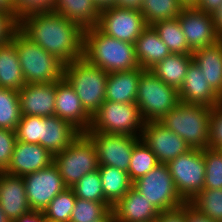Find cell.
Wrapping results in <instances>:
<instances>
[{
  "mask_svg": "<svg viewBox=\"0 0 222 222\" xmlns=\"http://www.w3.org/2000/svg\"><path fill=\"white\" fill-rule=\"evenodd\" d=\"M23 180L31 210L43 211L57 194L67 188L54 163L24 176Z\"/></svg>",
  "mask_w": 222,
  "mask_h": 222,
  "instance_id": "cell-13",
  "label": "cell"
},
{
  "mask_svg": "<svg viewBox=\"0 0 222 222\" xmlns=\"http://www.w3.org/2000/svg\"><path fill=\"white\" fill-rule=\"evenodd\" d=\"M0 222H10L8 217L5 215V213L2 211L0 207Z\"/></svg>",
  "mask_w": 222,
  "mask_h": 222,
  "instance_id": "cell-54",
  "label": "cell"
},
{
  "mask_svg": "<svg viewBox=\"0 0 222 222\" xmlns=\"http://www.w3.org/2000/svg\"><path fill=\"white\" fill-rule=\"evenodd\" d=\"M221 3L222 0H199L195 8L213 15L218 10Z\"/></svg>",
  "mask_w": 222,
  "mask_h": 222,
  "instance_id": "cell-46",
  "label": "cell"
},
{
  "mask_svg": "<svg viewBox=\"0 0 222 222\" xmlns=\"http://www.w3.org/2000/svg\"><path fill=\"white\" fill-rule=\"evenodd\" d=\"M204 189H222V151L207 147L204 149Z\"/></svg>",
  "mask_w": 222,
  "mask_h": 222,
  "instance_id": "cell-38",
  "label": "cell"
},
{
  "mask_svg": "<svg viewBox=\"0 0 222 222\" xmlns=\"http://www.w3.org/2000/svg\"><path fill=\"white\" fill-rule=\"evenodd\" d=\"M13 222H46L43 211L30 210Z\"/></svg>",
  "mask_w": 222,
  "mask_h": 222,
  "instance_id": "cell-47",
  "label": "cell"
},
{
  "mask_svg": "<svg viewBox=\"0 0 222 222\" xmlns=\"http://www.w3.org/2000/svg\"><path fill=\"white\" fill-rule=\"evenodd\" d=\"M152 26L171 53L192 55L178 18L161 20Z\"/></svg>",
  "mask_w": 222,
  "mask_h": 222,
  "instance_id": "cell-30",
  "label": "cell"
},
{
  "mask_svg": "<svg viewBox=\"0 0 222 222\" xmlns=\"http://www.w3.org/2000/svg\"><path fill=\"white\" fill-rule=\"evenodd\" d=\"M141 67L130 71L108 73L105 100L117 103H136Z\"/></svg>",
  "mask_w": 222,
  "mask_h": 222,
  "instance_id": "cell-24",
  "label": "cell"
},
{
  "mask_svg": "<svg viewBox=\"0 0 222 222\" xmlns=\"http://www.w3.org/2000/svg\"><path fill=\"white\" fill-rule=\"evenodd\" d=\"M55 116L70 122L80 132L88 131L91 125L92 117L64 77L56 81Z\"/></svg>",
  "mask_w": 222,
  "mask_h": 222,
  "instance_id": "cell-16",
  "label": "cell"
},
{
  "mask_svg": "<svg viewBox=\"0 0 222 222\" xmlns=\"http://www.w3.org/2000/svg\"><path fill=\"white\" fill-rule=\"evenodd\" d=\"M209 147L222 148V102L213 107L210 115Z\"/></svg>",
  "mask_w": 222,
  "mask_h": 222,
  "instance_id": "cell-42",
  "label": "cell"
},
{
  "mask_svg": "<svg viewBox=\"0 0 222 222\" xmlns=\"http://www.w3.org/2000/svg\"><path fill=\"white\" fill-rule=\"evenodd\" d=\"M83 57L107 73L140 67L133 43L110 37L97 26L84 29Z\"/></svg>",
  "mask_w": 222,
  "mask_h": 222,
  "instance_id": "cell-2",
  "label": "cell"
},
{
  "mask_svg": "<svg viewBox=\"0 0 222 222\" xmlns=\"http://www.w3.org/2000/svg\"><path fill=\"white\" fill-rule=\"evenodd\" d=\"M181 199L188 203L201 190L205 182L204 149L191 148L166 164Z\"/></svg>",
  "mask_w": 222,
  "mask_h": 222,
  "instance_id": "cell-9",
  "label": "cell"
},
{
  "mask_svg": "<svg viewBox=\"0 0 222 222\" xmlns=\"http://www.w3.org/2000/svg\"><path fill=\"white\" fill-rule=\"evenodd\" d=\"M19 30L63 64L83 57L84 29L57 12L27 15L19 20Z\"/></svg>",
  "mask_w": 222,
  "mask_h": 222,
  "instance_id": "cell-1",
  "label": "cell"
},
{
  "mask_svg": "<svg viewBox=\"0 0 222 222\" xmlns=\"http://www.w3.org/2000/svg\"><path fill=\"white\" fill-rule=\"evenodd\" d=\"M134 46L138 63L144 70H150L171 54L152 25H148L141 32Z\"/></svg>",
  "mask_w": 222,
  "mask_h": 222,
  "instance_id": "cell-25",
  "label": "cell"
},
{
  "mask_svg": "<svg viewBox=\"0 0 222 222\" xmlns=\"http://www.w3.org/2000/svg\"><path fill=\"white\" fill-rule=\"evenodd\" d=\"M105 200L113 207L132 187L128 172L111 166H99Z\"/></svg>",
  "mask_w": 222,
  "mask_h": 222,
  "instance_id": "cell-29",
  "label": "cell"
},
{
  "mask_svg": "<svg viewBox=\"0 0 222 222\" xmlns=\"http://www.w3.org/2000/svg\"><path fill=\"white\" fill-rule=\"evenodd\" d=\"M85 134L95 146L99 166H111L128 172L134 145L140 137L101 132Z\"/></svg>",
  "mask_w": 222,
  "mask_h": 222,
  "instance_id": "cell-12",
  "label": "cell"
},
{
  "mask_svg": "<svg viewBox=\"0 0 222 222\" xmlns=\"http://www.w3.org/2000/svg\"><path fill=\"white\" fill-rule=\"evenodd\" d=\"M55 0H11L10 8L19 21L27 15L53 12Z\"/></svg>",
  "mask_w": 222,
  "mask_h": 222,
  "instance_id": "cell-39",
  "label": "cell"
},
{
  "mask_svg": "<svg viewBox=\"0 0 222 222\" xmlns=\"http://www.w3.org/2000/svg\"><path fill=\"white\" fill-rule=\"evenodd\" d=\"M179 91L167 85L151 70L139 78L136 103L145 122L159 121L180 103Z\"/></svg>",
  "mask_w": 222,
  "mask_h": 222,
  "instance_id": "cell-6",
  "label": "cell"
},
{
  "mask_svg": "<svg viewBox=\"0 0 222 222\" xmlns=\"http://www.w3.org/2000/svg\"><path fill=\"white\" fill-rule=\"evenodd\" d=\"M21 115H55L56 82L25 84L19 91Z\"/></svg>",
  "mask_w": 222,
  "mask_h": 222,
  "instance_id": "cell-18",
  "label": "cell"
},
{
  "mask_svg": "<svg viewBox=\"0 0 222 222\" xmlns=\"http://www.w3.org/2000/svg\"><path fill=\"white\" fill-rule=\"evenodd\" d=\"M54 12L78 23L83 29L95 27L100 9L93 0H55Z\"/></svg>",
  "mask_w": 222,
  "mask_h": 222,
  "instance_id": "cell-26",
  "label": "cell"
},
{
  "mask_svg": "<svg viewBox=\"0 0 222 222\" xmlns=\"http://www.w3.org/2000/svg\"><path fill=\"white\" fill-rule=\"evenodd\" d=\"M53 158L54 156L40 144L17 140L8 168L4 172L24 177L49 167L53 163Z\"/></svg>",
  "mask_w": 222,
  "mask_h": 222,
  "instance_id": "cell-17",
  "label": "cell"
},
{
  "mask_svg": "<svg viewBox=\"0 0 222 222\" xmlns=\"http://www.w3.org/2000/svg\"><path fill=\"white\" fill-rule=\"evenodd\" d=\"M177 18L192 51L220 40L214 28L213 15L191 7L182 8Z\"/></svg>",
  "mask_w": 222,
  "mask_h": 222,
  "instance_id": "cell-15",
  "label": "cell"
},
{
  "mask_svg": "<svg viewBox=\"0 0 222 222\" xmlns=\"http://www.w3.org/2000/svg\"><path fill=\"white\" fill-rule=\"evenodd\" d=\"M186 222H220L201 214L189 203H186Z\"/></svg>",
  "mask_w": 222,
  "mask_h": 222,
  "instance_id": "cell-45",
  "label": "cell"
},
{
  "mask_svg": "<svg viewBox=\"0 0 222 222\" xmlns=\"http://www.w3.org/2000/svg\"><path fill=\"white\" fill-rule=\"evenodd\" d=\"M18 29L19 21L13 12L0 10V45L11 42Z\"/></svg>",
  "mask_w": 222,
  "mask_h": 222,
  "instance_id": "cell-43",
  "label": "cell"
},
{
  "mask_svg": "<svg viewBox=\"0 0 222 222\" xmlns=\"http://www.w3.org/2000/svg\"><path fill=\"white\" fill-rule=\"evenodd\" d=\"M0 207L10 222L31 210L23 177L0 172Z\"/></svg>",
  "mask_w": 222,
  "mask_h": 222,
  "instance_id": "cell-19",
  "label": "cell"
},
{
  "mask_svg": "<svg viewBox=\"0 0 222 222\" xmlns=\"http://www.w3.org/2000/svg\"><path fill=\"white\" fill-rule=\"evenodd\" d=\"M159 162L156 159L154 153L150 148L141 141V139L134 145L131 160L128 167V175L133 183L137 179L145 176L153 168H155Z\"/></svg>",
  "mask_w": 222,
  "mask_h": 222,
  "instance_id": "cell-32",
  "label": "cell"
},
{
  "mask_svg": "<svg viewBox=\"0 0 222 222\" xmlns=\"http://www.w3.org/2000/svg\"><path fill=\"white\" fill-rule=\"evenodd\" d=\"M211 111L212 108L205 105L180 102L159 122L181 137L190 148L203 150L209 147Z\"/></svg>",
  "mask_w": 222,
  "mask_h": 222,
  "instance_id": "cell-3",
  "label": "cell"
},
{
  "mask_svg": "<svg viewBox=\"0 0 222 222\" xmlns=\"http://www.w3.org/2000/svg\"><path fill=\"white\" fill-rule=\"evenodd\" d=\"M112 206L108 202H96L76 197L70 222H92L101 219Z\"/></svg>",
  "mask_w": 222,
  "mask_h": 222,
  "instance_id": "cell-36",
  "label": "cell"
},
{
  "mask_svg": "<svg viewBox=\"0 0 222 222\" xmlns=\"http://www.w3.org/2000/svg\"><path fill=\"white\" fill-rule=\"evenodd\" d=\"M11 0H0V10L2 11H12L10 8Z\"/></svg>",
  "mask_w": 222,
  "mask_h": 222,
  "instance_id": "cell-53",
  "label": "cell"
},
{
  "mask_svg": "<svg viewBox=\"0 0 222 222\" xmlns=\"http://www.w3.org/2000/svg\"><path fill=\"white\" fill-rule=\"evenodd\" d=\"M12 42L18 50V59L26 84L51 83L63 77L64 64L19 29L15 32Z\"/></svg>",
  "mask_w": 222,
  "mask_h": 222,
  "instance_id": "cell-5",
  "label": "cell"
},
{
  "mask_svg": "<svg viewBox=\"0 0 222 222\" xmlns=\"http://www.w3.org/2000/svg\"><path fill=\"white\" fill-rule=\"evenodd\" d=\"M155 222H186V203L178 209L161 212Z\"/></svg>",
  "mask_w": 222,
  "mask_h": 222,
  "instance_id": "cell-44",
  "label": "cell"
},
{
  "mask_svg": "<svg viewBox=\"0 0 222 222\" xmlns=\"http://www.w3.org/2000/svg\"><path fill=\"white\" fill-rule=\"evenodd\" d=\"M63 77L73 87L85 111L92 117L105 101L108 73L82 57L64 64Z\"/></svg>",
  "mask_w": 222,
  "mask_h": 222,
  "instance_id": "cell-4",
  "label": "cell"
},
{
  "mask_svg": "<svg viewBox=\"0 0 222 222\" xmlns=\"http://www.w3.org/2000/svg\"><path fill=\"white\" fill-rule=\"evenodd\" d=\"M16 141L15 131L0 128V172L8 168Z\"/></svg>",
  "mask_w": 222,
  "mask_h": 222,
  "instance_id": "cell-41",
  "label": "cell"
},
{
  "mask_svg": "<svg viewBox=\"0 0 222 222\" xmlns=\"http://www.w3.org/2000/svg\"><path fill=\"white\" fill-rule=\"evenodd\" d=\"M192 62V55L171 53L150 70L167 85L179 90Z\"/></svg>",
  "mask_w": 222,
  "mask_h": 222,
  "instance_id": "cell-28",
  "label": "cell"
},
{
  "mask_svg": "<svg viewBox=\"0 0 222 222\" xmlns=\"http://www.w3.org/2000/svg\"><path fill=\"white\" fill-rule=\"evenodd\" d=\"M183 8L196 7L199 0H177Z\"/></svg>",
  "mask_w": 222,
  "mask_h": 222,
  "instance_id": "cell-51",
  "label": "cell"
},
{
  "mask_svg": "<svg viewBox=\"0 0 222 222\" xmlns=\"http://www.w3.org/2000/svg\"><path fill=\"white\" fill-rule=\"evenodd\" d=\"M111 210L115 222H155L160 214L133 186Z\"/></svg>",
  "mask_w": 222,
  "mask_h": 222,
  "instance_id": "cell-21",
  "label": "cell"
},
{
  "mask_svg": "<svg viewBox=\"0 0 222 222\" xmlns=\"http://www.w3.org/2000/svg\"><path fill=\"white\" fill-rule=\"evenodd\" d=\"M193 62L201 69L206 82L222 98V40L192 52Z\"/></svg>",
  "mask_w": 222,
  "mask_h": 222,
  "instance_id": "cell-23",
  "label": "cell"
},
{
  "mask_svg": "<svg viewBox=\"0 0 222 222\" xmlns=\"http://www.w3.org/2000/svg\"><path fill=\"white\" fill-rule=\"evenodd\" d=\"M143 0H115L113 6L140 10Z\"/></svg>",
  "mask_w": 222,
  "mask_h": 222,
  "instance_id": "cell-48",
  "label": "cell"
},
{
  "mask_svg": "<svg viewBox=\"0 0 222 222\" xmlns=\"http://www.w3.org/2000/svg\"><path fill=\"white\" fill-rule=\"evenodd\" d=\"M94 3L98 6V8L101 10L105 7H110L114 4L115 0H93Z\"/></svg>",
  "mask_w": 222,
  "mask_h": 222,
  "instance_id": "cell-50",
  "label": "cell"
},
{
  "mask_svg": "<svg viewBox=\"0 0 222 222\" xmlns=\"http://www.w3.org/2000/svg\"><path fill=\"white\" fill-rule=\"evenodd\" d=\"M41 116L22 115L15 130L19 141L30 144H40Z\"/></svg>",
  "mask_w": 222,
  "mask_h": 222,
  "instance_id": "cell-40",
  "label": "cell"
},
{
  "mask_svg": "<svg viewBox=\"0 0 222 222\" xmlns=\"http://www.w3.org/2000/svg\"><path fill=\"white\" fill-rule=\"evenodd\" d=\"M178 91L183 103L213 108L222 102V98L206 82L201 69L194 62L189 65L183 85Z\"/></svg>",
  "mask_w": 222,
  "mask_h": 222,
  "instance_id": "cell-20",
  "label": "cell"
},
{
  "mask_svg": "<svg viewBox=\"0 0 222 222\" xmlns=\"http://www.w3.org/2000/svg\"><path fill=\"white\" fill-rule=\"evenodd\" d=\"M147 26L140 10L113 5L100 10L97 25L106 35L133 44Z\"/></svg>",
  "mask_w": 222,
  "mask_h": 222,
  "instance_id": "cell-11",
  "label": "cell"
},
{
  "mask_svg": "<svg viewBox=\"0 0 222 222\" xmlns=\"http://www.w3.org/2000/svg\"><path fill=\"white\" fill-rule=\"evenodd\" d=\"M76 196L72 188L67 187L57 194L43 210L46 222H70Z\"/></svg>",
  "mask_w": 222,
  "mask_h": 222,
  "instance_id": "cell-33",
  "label": "cell"
},
{
  "mask_svg": "<svg viewBox=\"0 0 222 222\" xmlns=\"http://www.w3.org/2000/svg\"><path fill=\"white\" fill-rule=\"evenodd\" d=\"M182 8L177 0H143L140 12L146 24L153 25L161 20L177 18Z\"/></svg>",
  "mask_w": 222,
  "mask_h": 222,
  "instance_id": "cell-31",
  "label": "cell"
},
{
  "mask_svg": "<svg viewBox=\"0 0 222 222\" xmlns=\"http://www.w3.org/2000/svg\"><path fill=\"white\" fill-rule=\"evenodd\" d=\"M25 84L16 46L12 41L0 45V88L18 92Z\"/></svg>",
  "mask_w": 222,
  "mask_h": 222,
  "instance_id": "cell-27",
  "label": "cell"
},
{
  "mask_svg": "<svg viewBox=\"0 0 222 222\" xmlns=\"http://www.w3.org/2000/svg\"><path fill=\"white\" fill-rule=\"evenodd\" d=\"M80 133L70 122L58 116L41 117L40 145L53 156L68 147Z\"/></svg>",
  "mask_w": 222,
  "mask_h": 222,
  "instance_id": "cell-22",
  "label": "cell"
},
{
  "mask_svg": "<svg viewBox=\"0 0 222 222\" xmlns=\"http://www.w3.org/2000/svg\"><path fill=\"white\" fill-rule=\"evenodd\" d=\"M71 188L78 198L96 202H107L104 198L101 177L98 170L87 173Z\"/></svg>",
  "mask_w": 222,
  "mask_h": 222,
  "instance_id": "cell-37",
  "label": "cell"
},
{
  "mask_svg": "<svg viewBox=\"0 0 222 222\" xmlns=\"http://www.w3.org/2000/svg\"><path fill=\"white\" fill-rule=\"evenodd\" d=\"M137 103H117L105 100L92 116L91 125L84 133H108L140 137L144 128Z\"/></svg>",
  "mask_w": 222,
  "mask_h": 222,
  "instance_id": "cell-7",
  "label": "cell"
},
{
  "mask_svg": "<svg viewBox=\"0 0 222 222\" xmlns=\"http://www.w3.org/2000/svg\"><path fill=\"white\" fill-rule=\"evenodd\" d=\"M92 222H115L112 210H109L101 219Z\"/></svg>",
  "mask_w": 222,
  "mask_h": 222,
  "instance_id": "cell-52",
  "label": "cell"
},
{
  "mask_svg": "<svg viewBox=\"0 0 222 222\" xmlns=\"http://www.w3.org/2000/svg\"><path fill=\"white\" fill-rule=\"evenodd\" d=\"M188 203L208 218L222 222V189H203Z\"/></svg>",
  "mask_w": 222,
  "mask_h": 222,
  "instance_id": "cell-35",
  "label": "cell"
},
{
  "mask_svg": "<svg viewBox=\"0 0 222 222\" xmlns=\"http://www.w3.org/2000/svg\"><path fill=\"white\" fill-rule=\"evenodd\" d=\"M161 213L180 208L185 202L176 191L166 164L159 163L132 185Z\"/></svg>",
  "mask_w": 222,
  "mask_h": 222,
  "instance_id": "cell-10",
  "label": "cell"
},
{
  "mask_svg": "<svg viewBox=\"0 0 222 222\" xmlns=\"http://www.w3.org/2000/svg\"><path fill=\"white\" fill-rule=\"evenodd\" d=\"M21 116L18 92L0 88V128L15 131Z\"/></svg>",
  "mask_w": 222,
  "mask_h": 222,
  "instance_id": "cell-34",
  "label": "cell"
},
{
  "mask_svg": "<svg viewBox=\"0 0 222 222\" xmlns=\"http://www.w3.org/2000/svg\"><path fill=\"white\" fill-rule=\"evenodd\" d=\"M214 28L217 37L222 40V3L218 10L213 14Z\"/></svg>",
  "mask_w": 222,
  "mask_h": 222,
  "instance_id": "cell-49",
  "label": "cell"
},
{
  "mask_svg": "<svg viewBox=\"0 0 222 222\" xmlns=\"http://www.w3.org/2000/svg\"><path fill=\"white\" fill-rule=\"evenodd\" d=\"M140 139L162 164H167L191 149L181 137L168 130L159 121L145 122Z\"/></svg>",
  "mask_w": 222,
  "mask_h": 222,
  "instance_id": "cell-14",
  "label": "cell"
},
{
  "mask_svg": "<svg viewBox=\"0 0 222 222\" xmlns=\"http://www.w3.org/2000/svg\"><path fill=\"white\" fill-rule=\"evenodd\" d=\"M53 163L69 188L84 175L98 170L99 167L95 146L84 132H81L63 151L55 154Z\"/></svg>",
  "mask_w": 222,
  "mask_h": 222,
  "instance_id": "cell-8",
  "label": "cell"
}]
</instances>
